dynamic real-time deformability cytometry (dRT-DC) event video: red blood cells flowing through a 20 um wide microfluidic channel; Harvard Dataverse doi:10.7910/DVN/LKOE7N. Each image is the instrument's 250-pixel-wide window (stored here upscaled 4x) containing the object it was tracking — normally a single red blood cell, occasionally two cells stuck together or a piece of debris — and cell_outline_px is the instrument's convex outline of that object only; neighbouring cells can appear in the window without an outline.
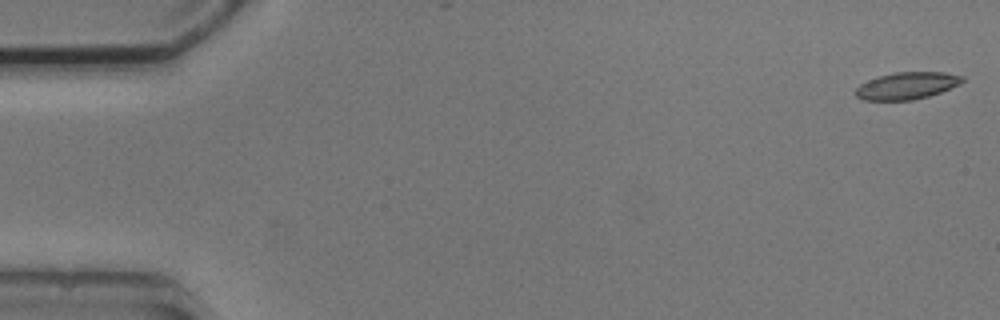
{"species": "common noctule bat (a hibernating species)", "species_latin": "Nyctalus noctula", "temperature_condition": "cold", "stored_images_in_passage": 2, "camera_frame_rate_fps": 3000, "um_per_image_px": 0.085, "animal": {"sex": "male", "body_mass_g": 20.5, "forearm_length_mm": 52.5}, "frame": {"image": 1, "passage_image": 1, "time_ms": 0.0, "image_size_px": [1000, 320], "cell_outline_px": [[964, 80], [960, 84], [940, 92], [928, 96], [912, 100], [864, 100], [856, 96], [856, 88], [860, 84], [868, 80], [880, 76], [896, 72], [944, 72], [964, 76]], "centroid_in_image_um": [77.1, 7.28], "position_along_channel_um": 7.9, "area_um2": 16.7}}